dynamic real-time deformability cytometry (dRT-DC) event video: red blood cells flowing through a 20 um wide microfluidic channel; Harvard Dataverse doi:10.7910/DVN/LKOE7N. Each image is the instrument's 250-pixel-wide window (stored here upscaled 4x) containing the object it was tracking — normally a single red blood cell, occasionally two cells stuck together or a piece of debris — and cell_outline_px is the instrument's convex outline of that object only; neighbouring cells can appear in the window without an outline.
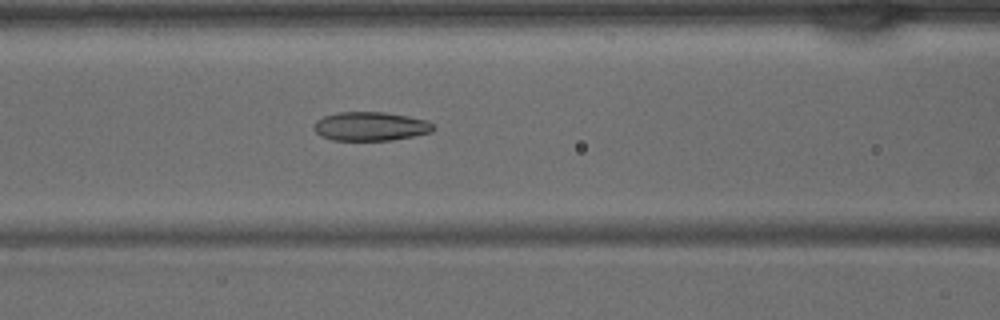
{"species": "common noctule bat (a hibernating species)", "species_latin": "Nyctalus noctula", "temperature_condition": "warm", "stored_images_in_passage": 36, "camera_frame_rate_fps": 3000, "um_per_image_px": 0.085, "animal": {"sex": "male", "body_mass_g": 15.6}, "frame": {"image": 1, "passage_image": 12, "time_ms": 3.667, "image_size_px": [1000, 320], "cell_outline_px": [[436, 128], [432, 132], [392, 140], [332, 140], [320, 136], [312, 128], [316, 120], [324, 116], [336, 112], [384, 112], [408, 116], [428, 120]], "centroid_in_image_um": [31.48, 10.73], "position_along_channel_um": 135.1, "area_um2": 20.23}}
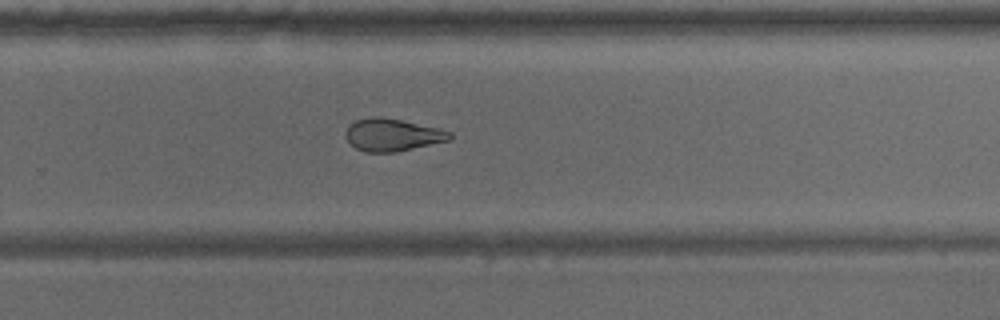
{"frame": {"image": 2, "passage_image": 22, "time_ms": 7.0, "image_size_px": [1000, 320], "cell_outline_px": [[452, 136], [448, 140], [396, 152], [368, 152], [356, 148], [348, 140], [344, 132], [348, 124], [356, 120], [372, 116], [380, 116], [400, 120], [436, 128], [452, 132]], "centroid_in_image_um": [33.3, 11.45], "position_along_channel_um": 296.5, "area_um2": 19.42}}
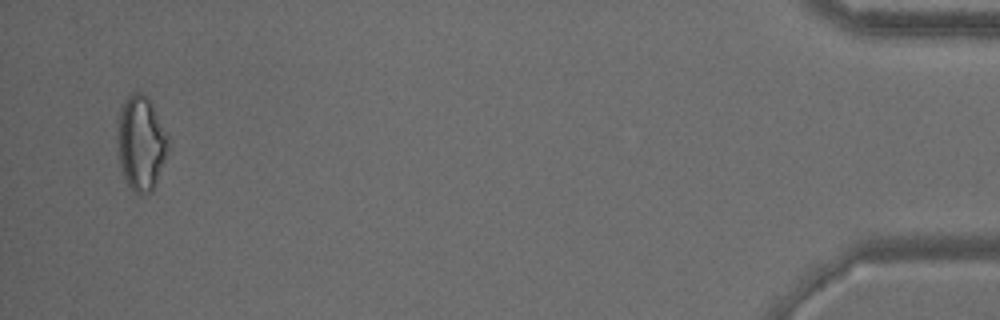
{"frame": {"image": 3, "passage_image": 35, "time_ms": 11.333, "image_size_px": [1000, 320], "cell_outline_px": [[168, 148], [156, 184], [152, 192], [140, 196], [128, 184], [124, 176], [120, 164], [116, 140], [120, 108], [128, 96], [132, 92], [140, 92], [152, 104], [168, 136]], "centroid_in_image_um": [11.97, 12.18], "position_along_channel_um": 423.2, "area_um2": 27.74}}